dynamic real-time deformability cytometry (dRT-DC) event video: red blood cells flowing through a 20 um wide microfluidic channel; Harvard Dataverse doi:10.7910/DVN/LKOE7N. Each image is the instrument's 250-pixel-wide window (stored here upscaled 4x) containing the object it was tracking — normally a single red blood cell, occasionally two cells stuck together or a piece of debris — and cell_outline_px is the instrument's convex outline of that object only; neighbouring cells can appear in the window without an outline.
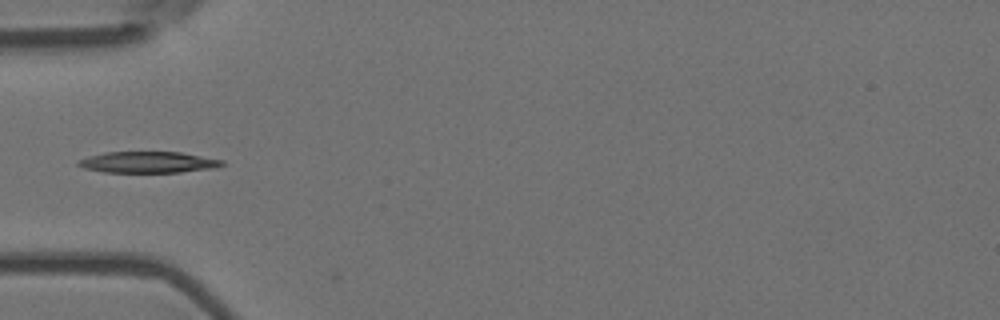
{"species": "Egyptian fruit bat (a non-hibernating species)", "species_latin": "Rousettus aegyptiacus", "temperature_condition": "room temperature", "stored_images_in_passage": 3, "camera_frame_rate_fps": 3000, "um_per_image_px": 0.085, "animal": {"sex": "female"}, "frame": {"image": 1, "passage_image": 2, "time_ms": 0.333, "image_size_px": [1000, 320], "cell_outline_px": [[224, 164], [216, 168], [180, 172], [104, 172], [84, 168], [76, 164], [76, 160], [88, 156], [104, 152], [180, 152], [224, 160]], "centroid_in_image_um": [12.57, 13.78], "position_along_channel_um": 72.4, "area_um2": 17.86}}